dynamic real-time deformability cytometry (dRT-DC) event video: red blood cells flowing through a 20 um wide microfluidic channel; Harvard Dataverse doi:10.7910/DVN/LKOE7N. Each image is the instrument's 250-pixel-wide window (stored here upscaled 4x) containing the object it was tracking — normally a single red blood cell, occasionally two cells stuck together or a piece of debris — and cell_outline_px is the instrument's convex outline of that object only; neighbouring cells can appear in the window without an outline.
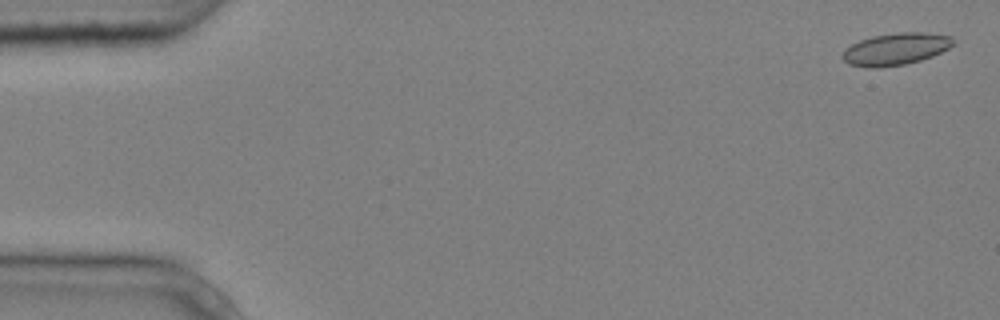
{"species": "common noctule bat (a hibernating species)", "species_latin": "Nyctalus noctula", "temperature_condition": "cold", "stored_images_in_passage": 5, "camera_frame_rate_fps": 3000, "um_per_image_px": 0.085, "animal": {"sex": "male", "body_mass_g": 20.4}, "frame": {"image": 1, "passage_image": 1, "time_ms": 0.0, "image_size_px": [1000, 320], "cell_outline_px": [[956, 44], [932, 56], [920, 60], [904, 64], [876, 68], [868, 68], [848, 64], [840, 56], [852, 44], [860, 40], [872, 36], [900, 32], [924, 32], [952, 36], [956, 40]], "centroid_in_image_um": [76.16, 4.16], "position_along_channel_um": 8.8, "area_um2": 20.69}}
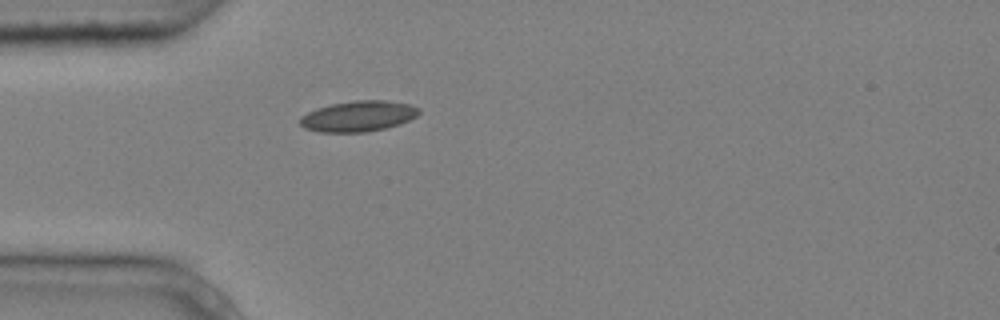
{"frame": {"image": 2, "passage_image": 5, "time_ms": 1.333, "image_size_px": [1000, 320], "cell_outline_px": [[420, 112], [416, 116], [400, 124], [384, 128], [364, 132], [320, 132], [304, 128], [300, 124], [300, 116], [316, 108], [332, 104], [356, 100], [384, 100], [408, 104], [420, 108]], "centroid_in_image_um": [30.44, 9.87], "position_along_channel_um": 54.6, "area_um2": 21.15}}